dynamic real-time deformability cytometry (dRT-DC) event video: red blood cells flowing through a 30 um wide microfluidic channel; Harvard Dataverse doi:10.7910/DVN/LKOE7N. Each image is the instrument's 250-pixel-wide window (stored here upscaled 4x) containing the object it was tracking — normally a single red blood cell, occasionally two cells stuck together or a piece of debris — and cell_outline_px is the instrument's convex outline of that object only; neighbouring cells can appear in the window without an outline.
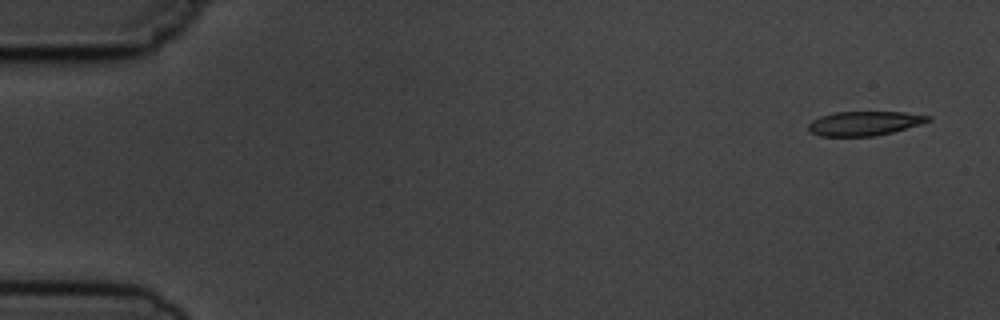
{"species": "common noctule bat (a hibernating species)", "species_latin": "Nyctalus noctula", "temperature_condition": "cold", "stored_images_in_passage": 9, "camera_frame_rate_fps": 3000, "um_per_image_px": 0.085, "animal": {"sex": "male", "body_mass_g": 19.5, "forearm_length_mm": 54.6}, "frame": {"image": 1, "passage_image": 1, "time_ms": 0.0, "image_size_px": [1000, 320], "cell_outline_px": [[932, 120], [920, 124], [892, 132], [872, 136], [820, 136], [808, 132], [808, 124], [812, 120], [820, 116], [836, 112], [904, 112], [932, 116]], "centroid_in_image_um": [73.45, 10.48], "position_along_channel_um": 11.5, "area_um2": 16.94}}
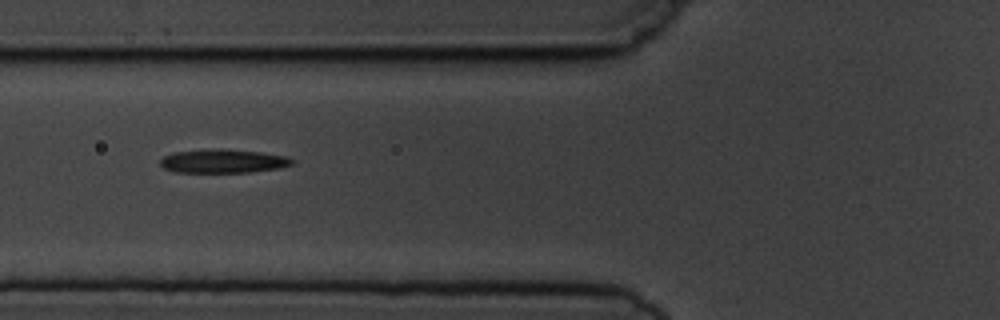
{"frame": {"image": 2, "passage_image": 6, "time_ms": 6.0, "image_size_px": [1000, 320], "cell_outline_px": [[296, 160], [292, 164], [280, 168], [252, 172], [176, 172], [164, 168], [160, 164], [160, 160], [164, 156], [176, 152], [220, 148], [260, 152], [288, 156]], "centroid_in_image_um": [19.02, 13.69], "position_along_channel_um": 106.8, "area_um2": 18.21}}
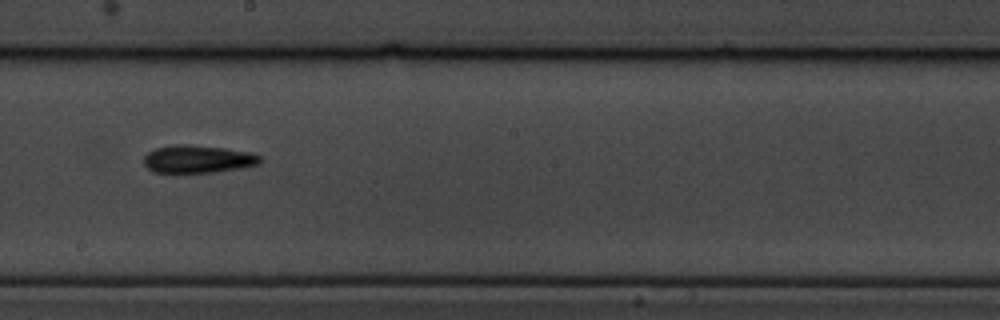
{"frame": {"image": 3, "passage_image": 9, "time_ms": 9.333, "image_size_px": [1000, 320], "cell_outline_px": [[264, 160], [260, 164], [240, 168], [212, 172], [152, 172], [144, 164], [144, 156], [148, 152], [156, 148], [172, 144], [188, 144], [224, 148], [252, 152], [260, 156]], "centroid_in_image_um": [16.84, 13.51], "position_along_channel_um": 231.4, "area_um2": 18.9}}